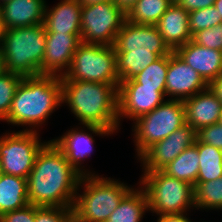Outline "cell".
Returning a JSON list of instances; mask_svg holds the SVG:
<instances>
[{"instance_id":"obj_41","label":"cell","mask_w":222,"mask_h":222,"mask_svg":"<svg viewBox=\"0 0 222 222\" xmlns=\"http://www.w3.org/2000/svg\"><path fill=\"white\" fill-rule=\"evenodd\" d=\"M214 6L216 7L217 9V13L221 14V17H222V0H216L215 3H214Z\"/></svg>"},{"instance_id":"obj_5","label":"cell","mask_w":222,"mask_h":222,"mask_svg":"<svg viewBox=\"0 0 222 222\" xmlns=\"http://www.w3.org/2000/svg\"><path fill=\"white\" fill-rule=\"evenodd\" d=\"M83 187V192L80 194ZM133 188L127 183L100 175L81 176L73 217L78 222H106L121 200Z\"/></svg>"},{"instance_id":"obj_6","label":"cell","mask_w":222,"mask_h":222,"mask_svg":"<svg viewBox=\"0 0 222 222\" xmlns=\"http://www.w3.org/2000/svg\"><path fill=\"white\" fill-rule=\"evenodd\" d=\"M139 186L148 198V208L157 215H180L195 209L194 186L162 170L142 171ZM190 209V210H189Z\"/></svg>"},{"instance_id":"obj_3","label":"cell","mask_w":222,"mask_h":222,"mask_svg":"<svg viewBox=\"0 0 222 222\" xmlns=\"http://www.w3.org/2000/svg\"><path fill=\"white\" fill-rule=\"evenodd\" d=\"M62 104L66 103L80 125L119 129L118 87L89 81H61Z\"/></svg>"},{"instance_id":"obj_31","label":"cell","mask_w":222,"mask_h":222,"mask_svg":"<svg viewBox=\"0 0 222 222\" xmlns=\"http://www.w3.org/2000/svg\"><path fill=\"white\" fill-rule=\"evenodd\" d=\"M220 23H222V17L220 13H217L214 5L189 12V31L192 36L200 30L211 28Z\"/></svg>"},{"instance_id":"obj_23","label":"cell","mask_w":222,"mask_h":222,"mask_svg":"<svg viewBox=\"0 0 222 222\" xmlns=\"http://www.w3.org/2000/svg\"><path fill=\"white\" fill-rule=\"evenodd\" d=\"M133 188L119 203L106 222H141L148 208V198L141 187Z\"/></svg>"},{"instance_id":"obj_19","label":"cell","mask_w":222,"mask_h":222,"mask_svg":"<svg viewBox=\"0 0 222 222\" xmlns=\"http://www.w3.org/2000/svg\"><path fill=\"white\" fill-rule=\"evenodd\" d=\"M186 124L196 132L201 128L218 123L222 103L208 87L183 101Z\"/></svg>"},{"instance_id":"obj_21","label":"cell","mask_w":222,"mask_h":222,"mask_svg":"<svg viewBox=\"0 0 222 222\" xmlns=\"http://www.w3.org/2000/svg\"><path fill=\"white\" fill-rule=\"evenodd\" d=\"M81 8L78 0H61L49 9L46 5L44 26L46 32L81 34Z\"/></svg>"},{"instance_id":"obj_32","label":"cell","mask_w":222,"mask_h":222,"mask_svg":"<svg viewBox=\"0 0 222 222\" xmlns=\"http://www.w3.org/2000/svg\"><path fill=\"white\" fill-rule=\"evenodd\" d=\"M73 208L35 206V222H69Z\"/></svg>"},{"instance_id":"obj_22","label":"cell","mask_w":222,"mask_h":222,"mask_svg":"<svg viewBox=\"0 0 222 222\" xmlns=\"http://www.w3.org/2000/svg\"><path fill=\"white\" fill-rule=\"evenodd\" d=\"M29 204L27 179L0 173V216Z\"/></svg>"},{"instance_id":"obj_29","label":"cell","mask_w":222,"mask_h":222,"mask_svg":"<svg viewBox=\"0 0 222 222\" xmlns=\"http://www.w3.org/2000/svg\"><path fill=\"white\" fill-rule=\"evenodd\" d=\"M169 55L160 57L151 63L145 70L141 71L133 79L141 84V87L156 88L165 90L168 70Z\"/></svg>"},{"instance_id":"obj_14","label":"cell","mask_w":222,"mask_h":222,"mask_svg":"<svg viewBox=\"0 0 222 222\" xmlns=\"http://www.w3.org/2000/svg\"><path fill=\"white\" fill-rule=\"evenodd\" d=\"M196 131L185 124L167 138L153 144L139 158L143 171L162 170L196 141Z\"/></svg>"},{"instance_id":"obj_45","label":"cell","mask_w":222,"mask_h":222,"mask_svg":"<svg viewBox=\"0 0 222 222\" xmlns=\"http://www.w3.org/2000/svg\"><path fill=\"white\" fill-rule=\"evenodd\" d=\"M7 1H10V0H0V5L4 4Z\"/></svg>"},{"instance_id":"obj_26","label":"cell","mask_w":222,"mask_h":222,"mask_svg":"<svg viewBox=\"0 0 222 222\" xmlns=\"http://www.w3.org/2000/svg\"><path fill=\"white\" fill-rule=\"evenodd\" d=\"M171 4L170 0H138L127 13V20L133 24L156 25Z\"/></svg>"},{"instance_id":"obj_28","label":"cell","mask_w":222,"mask_h":222,"mask_svg":"<svg viewBox=\"0 0 222 222\" xmlns=\"http://www.w3.org/2000/svg\"><path fill=\"white\" fill-rule=\"evenodd\" d=\"M194 202L195 210H222V176L216 180L196 182Z\"/></svg>"},{"instance_id":"obj_18","label":"cell","mask_w":222,"mask_h":222,"mask_svg":"<svg viewBox=\"0 0 222 222\" xmlns=\"http://www.w3.org/2000/svg\"><path fill=\"white\" fill-rule=\"evenodd\" d=\"M46 0H10L1 5L2 30L44 24Z\"/></svg>"},{"instance_id":"obj_15","label":"cell","mask_w":222,"mask_h":222,"mask_svg":"<svg viewBox=\"0 0 222 222\" xmlns=\"http://www.w3.org/2000/svg\"><path fill=\"white\" fill-rule=\"evenodd\" d=\"M207 88L208 83L175 51L169 54L165 87L166 96L171 97L169 99L184 101Z\"/></svg>"},{"instance_id":"obj_2","label":"cell","mask_w":222,"mask_h":222,"mask_svg":"<svg viewBox=\"0 0 222 222\" xmlns=\"http://www.w3.org/2000/svg\"><path fill=\"white\" fill-rule=\"evenodd\" d=\"M61 105V76L41 74L23 77L8 115L2 121L14 126H26L24 131H37Z\"/></svg>"},{"instance_id":"obj_1","label":"cell","mask_w":222,"mask_h":222,"mask_svg":"<svg viewBox=\"0 0 222 222\" xmlns=\"http://www.w3.org/2000/svg\"><path fill=\"white\" fill-rule=\"evenodd\" d=\"M81 175L50 140L38 153L27 178L29 204L73 208Z\"/></svg>"},{"instance_id":"obj_35","label":"cell","mask_w":222,"mask_h":222,"mask_svg":"<svg viewBox=\"0 0 222 222\" xmlns=\"http://www.w3.org/2000/svg\"><path fill=\"white\" fill-rule=\"evenodd\" d=\"M0 222H35V205L27 204L0 216Z\"/></svg>"},{"instance_id":"obj_9","label":"cell","mask_w":222,"mask_h":222,"mask_svg":"<svg viewBox=\"0 0 222 222\" xmlns=\"http://www.w3.org/2000/svg\"><path fill=\"white\" fill-rule=\"evenodd\" d=\"M49 141L41 142L38 131L4 133L0 136V172L27 179L38 153Z\"/></svg>"},{"instance_id":"obj_42","label":"cell","mask_w":222,"mask_h":222,"mask_svg":"<svg viewBox=\"0 0 222 222\" xmlns=\"http://www.w3.org/2000/svg\"><path fill=\"white\" fill-rule=\"evenodd\" d=\"M5 72L3 57L0 54V75Z\"/></svg>"},{"instance_id":"obj_44","label":"cell","mask_w":222,"mask_h":222,"mask_svg":"<svg viewBox=\"0 0 222 222\" xmlns=\"http://www.w3.org/2000/svg\"><path fill=\"white\" fill-rule=\"evenodd\" d=\"M2 30V20H1V5H0V32Z\"/></svg>"},{"instance_id":"obj_16","label":"cell","mask_w":222,"mask_h":222,"mask_svg":"<svg viewBox=\"0 0 222 222\" xmlns=\"http://www.w3.org/2000/svg\"><path fill=\"white\" fill-rule=\"evenodd\" d=\"M42 74L63 76L70 68L72 57L81 43V34L46 32Z\"/></svg>"},{"instance_id":"obj_24","label":"cell","mask_w":222,"mask_h":222,"mask_svg":"<svg viewBox=\"0 0 222 222\" xmlns=\"http://www.w3.org/2000/svg\"><path fill=\"white\" fill-rule=\"evenodd\" d=\"M164 173L195 186L199 173L198 140L162 169Z\"/></svg>"},{"instance_id":"obj_34","label":"cell","mask_w":222,"mask_h":222,"mask_svg":"<svg viewBox=\"0 0 222 222\" xmlns=\"http://www.w3.org/2000/svg\"><path fill=\"white\" fill-rule=\"evenodd\" d=\"M199 142L214 146L222 150V125L219 123L201 128L196 132Z\"/></svg>"},{"instance_id":"obj_40","label":"cell","mask_w":222,"mask_h":222,"mask_svg":"<svg viewBox=\"0 0 222 222\" xmlns=\"http://www.w3.org/2000/svg\"><path fill=\"white\" fill-rule=\"evenodd\" d=\"M78 1L82 6H89V5H94V4H98L105 1H114V0H78Z\"/></svg>"},{"instance_id":"obj_4","label":"cell","mask_w":222,"mask_h":222,"mask_svg":"<svg viewBox=\"0 0 222 222\" xmlns=\"http://www.w3.org/2000/svg\"><path fill=\"white\" fill-rule=\"evenodd\" d=\"M46 38L44 24L1 30L0 54L5 71L23 77L41 75Z\"/></svg>"},{"instance_id":"obj_17","label":"cell","mask_w":222,"mask_h":222,"mask_svg":"<svg viewBox=\"0 0 222 222\" xmlns=\"http://www.w3.org/2000/svg\"><path fill=\"white\" fill-rule=\"evenodd\" d=\"M179 57L209 84L222 74V51L199 46L192 40L178 47Z\"/></svg>"},{"instance_id":"obj_11","label":"cell","mask_w":222,"mask_h":222,"mask_svg":"<svg viewBox=\"0 0 222 222\" xmlns=\"http://www.w3.org/2000/svg\"><path fill=\"white\" fill-rule=\"evenodd\" d=\"M165 97V90L141 87V84L134 79L120 82L118 87V124L121 125L122 118L135 121L140 116L151 112L166 100Z\"/></svg>"},{"instance_id":"obj_7","label":"cell","mask_w":222,"mask_h":222,"mask_svg":"<svg viewBox=\"0 0 222 222\" xmlns=\"http://www.w3.org/2000/svg\"><path fill=\"white\" fill-rule=\"evenodd\" d=\"M78 80L119 87L114 47L81 42L72 57L69 70L61 76V81Z\"/></svg>"},{"instance_id":"obj_13","label":"cell","mask_w":222,"mask_h":222,"mask_svg":"<svg viewBox=\"0 0 222 222\" xmlns=\"http://www.w3.org/2000/svg\"><path fill=\"white\" fill-rule=\"evenodd\" d=\"M115 52H153L159 57L173 51L164 42L155 25L133 24L126 20L116 34L113 44Z\"/></svg>"},{"instance_id":"obj_10","label":"cell","mask_w":222,"mask_h":222,"mask_svg":"<svg viewBox=\"0 0 222 222\" xmlns=\"http://www.w3.org/2000/svg\"><path fill=\"white\" fill-rule=\"evenodd\" d=\"M127 14L114 1L81 8V42L113 46Z\"/></svg>"},{"instance_id":"obj_36","label":"cell","mask_w":222,"mask_h":222,"mask_svg":"<svg viewBox=\"0 0 222 222\" xmlns=\"http://www.w3.org/2000/svg\"><path fill=\"white\" fill-rule=\"evenodd\" d=\"M216 0H179L178 4L187 12L213 6Z\"/></svg>"},{"instance_id":"obj_37","label":"cell","mask_w":222,"mask_h":222,"mask_svg":"<svg viewBox=\"0 0 222 222\" xmlns=\"http://www.w3.org/2000/svg\"><path fill=\"white\" fill-rule=\"evenodd\" d=\"M157 222H192L187 213L180 215H157Z\"/></svg>"},{"instance_id":"obj_8","label":"cell","mask_w":222,"mask_h":222,"mask_svg":"<svg viewBox=\"0 0 222 222\" xmlns=\"http://www.w3.org/2000/svg\"><path fill=\"white\" fill-rule=\"evenodd\" d=\"M133 123V141L136 158H139L153 144L167 138L186 124L184 103L181 100L167 99Z\"/></svg>"},{"instance_id":"obj_12","label":"cell","mask_w":222,"mask_h":222,"mask_svg":"<svg viewBox=\"0 0 222 222\" xmlns=\"http://www.w3.org/2000/svg\"><path fill=\"white\" fill-rule=\"evenodd\" d=\"M78 127L79 126L68 130L57 139H52V141L64 153L68 162L81 176L96 175L88 169L85 170L82 165L83 161L91 155V152L93 153V143H95V140L93 139L94 136H92V134H95V136H108L110 134L112 135L113 132L104 127L95 125L81 126L84 129H87L85 131L83 128L80 129V127Z\"/></svg>"},{"instance_id":"obj_47","label":"cell","mask_w":222,"mask_h":222,"mask_svg":"<svg viewBox=\"0 0 222 222\" xmlns=\"http://www.w3.org/2000/svg\"><path fill=\"white\" fill-rule=\"evenodd\" d=\"M172 3H178L179 0H170Z\"/></svg>"},{"instance_id":"obj_43","label":"cell","mask_w":222,"mask_h":222,"mask_svg":"<svg viewBox=\"0 0 222 222\" xmlns=\"http://www.w3.org/2000/svg\"><path fill=\"white\" fill-rule=\"evenodd\" d=\"M218 123L222 125V108H221V114L219 116Z\"/></svg>"},{"instance_id":"obj_25","label":"cell","mask_w":222,"mask_h":222,"mask_svg":"<svg viewBox=\"0 0 222 222\" xmlns=\"http://www.w3.org/2000/svg\"><path fill=\"white\" fill-rule=\"evenodd\" d=\"M160 57L153 52H116L117 75L120 82L133 79Z\"/></svg>"},{"instance_id":"obj_20","label":"cell","mask_w":222,"mask_h":222,"mask_svg":"<svg viewBox=\"0 0 222 222\" xmlns=\"http://www.w3.org/2000/svg\"><path fill=\"white\" fill-rule=\"evenodd\" d=\"M155 26L172 51L192 40L189 12L178 3H172Z\"/></svg>"},{"instance_id":"obj_33","label":"cell","mask_w":222,"mask_h":222,"mask_svg":"<svg viewBox=\"0 0 222 222\" xmlns=\"http://www.w3.org/2000/svg\"><path fill=\"white\" fill-rule=\"evenodd\" d=\"M192 41L199 46L222 51V23L196 32Z\"/></svg>"},{"instance_id":"obj_38","label":"cell","mask_w":222,"mask_h":222,"mask_svg":"<svg viewBox=\"0 0 222 222\" xmlns=\"http://www.w3.org/2000/svg\"><path fill=\"white\" fill-rule=\"evenodd\" d=\"M208 87L215 94L218 100L222 103V74L212 80L208 84Z\"/></svg>"},{"instance_id":"obj_30","label":"cell","mask_w":222,"mask_h":222,"mask_svg":"<svg viewBox=\"0 0 222 222\" xmlns=\"http://www.w3.org/2000/svg\"><path fill=\"white\" fill-rule=\"evenodd\" d=\"M23 76L5 71L0 75V120L2 121L11 108L13 96Z\"/></svg>"},{"instance_id":"obj_39","label":"cell","mask_w":222,"mask_h":222,"mask_svg":"<svg viewBox=\"0 0 222 222\" xmlns=\"http://www.w3.org/2000/svg\"><path fill=\"white\" fill-rule=\"evenodd\" d=\"M137 1L138 0H114V3L127 14Z\"/></svg>"},{"instance_id":"obj_27","label":"cell","mask_w":222,"mask_h":222,"mask_svg":"<svg viewBox=\"0 0 222 222\" xmlns=\"http://www.w3.org/2000/svg\"><path fill=\"white\" fill-rule=\"evenodd\" d=\"M199 173L196 182L216 180L222 176V150L198 141Z\"/></svg>"},{"instance_id":"obj_46","label":"cell","mask_w":222,"mask_h":222,"mask_svg":"<svg viewBox=\"0 0 222 222\" xmlns=\"http://www.w3.org/2000/svg\"><path fill=\"white\" fill-rule=\"evenodd\" d=\"M69 222H78L74 217Z\"/></svg>"}]
</instances>
